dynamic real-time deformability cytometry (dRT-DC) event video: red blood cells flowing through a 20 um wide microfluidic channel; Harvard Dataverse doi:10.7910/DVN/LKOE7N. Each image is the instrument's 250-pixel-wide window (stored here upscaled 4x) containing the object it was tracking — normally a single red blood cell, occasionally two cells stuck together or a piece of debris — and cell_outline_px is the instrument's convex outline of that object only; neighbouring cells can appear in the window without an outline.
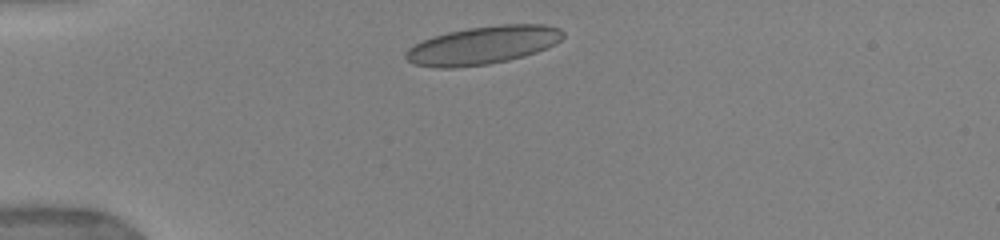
{"species": "human", "species_latin": "Homo sapiens", "temperature_condition": "warm", "stored_images_in_passage": 7, "camera_frame_rate_fps": 3000, "um_per_image_px": 0.085, "donor": {"sex": "female"}, "frame": {"image": 1, "passage_image": 1, "time_ms": 0.0, "image_size_px": [1000, 240], "cell_outline_px": [[564, 36], [560, 40], [548, 48], [524, 56], [508, 60], [488, 64], [452, 68], [436, 68], [412, 64], [404, 56], [408, 48], [432, 36], [448, 32], [468, 28], [500, 24], [544, 24], [560, 28], [564, 32]], "centroid_in_image_um": [41.05, 3.84], "position_along_channel_um": 43.9, "area_um2": 34.97}}